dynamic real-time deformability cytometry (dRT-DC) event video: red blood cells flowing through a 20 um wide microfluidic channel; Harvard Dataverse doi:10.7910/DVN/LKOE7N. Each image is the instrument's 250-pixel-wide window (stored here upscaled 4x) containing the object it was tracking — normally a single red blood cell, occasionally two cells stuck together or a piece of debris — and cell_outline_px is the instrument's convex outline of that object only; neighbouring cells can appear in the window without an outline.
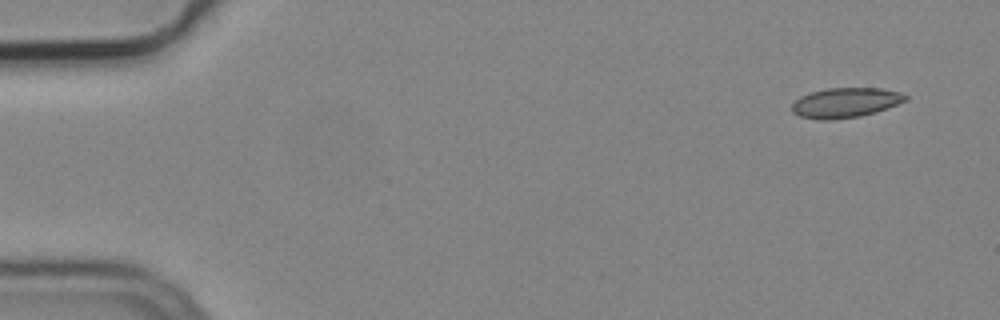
{"species": "common noctule bat (a hibernating species)", "species_latin": "Nyctalus noctula", "temperature_condition": "cold", "stored_images_in_passage": 7, "camera_frame_rate_fps": 3000, "um_per_image_px": 0.085, "animal": {"sex": "male", "body_mass_g": 19.2, "forearm_length_mm": 51.8}, "frame": {"image": 1, "passage_image": 1, "time_ms": 0.0, "image_size_px": [1000, 320], "cell_outline_px": [[908, 100], [888, 108], [876, 112], [860, 116], [828, 120], [820, 120], [800, 116], [792, 112], [792, 104], [800, 96], [808, 92], [828, 88], [880, 88], [900, 92], [908, 96]], "centroid_in_image_um": [71.87, 8.72], "position_along_channel_um": 13.1, "area_um2": 19.88}}
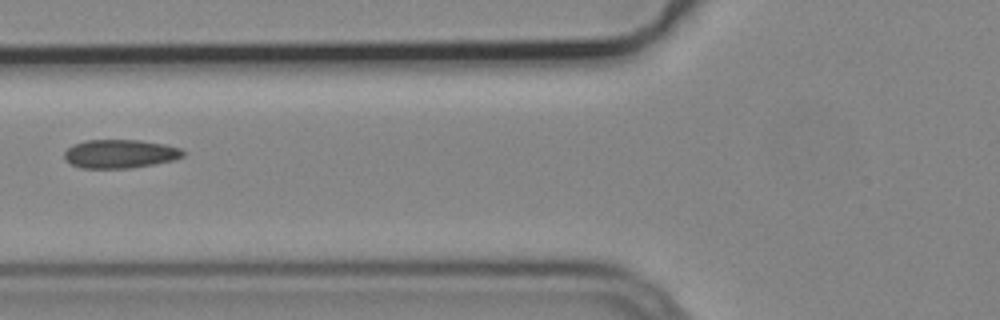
{"frame": {"image": 2, "passage_image": 6, "time_ms": 1.667, "image_size_px": [1000, 320], "cell_outline_px": [[188, 152], [184, 156], [176, 160], [156, 164], [128, 168], [80, 168], [64, 160], [64, 152], [72, 144], [84, 140], [140, 140], [164, 144], [180, 148]], "centroid_in_image_um": [10.23, 13.07], "position_along_channel_um": 115.6, "area_um2": 20.11}}
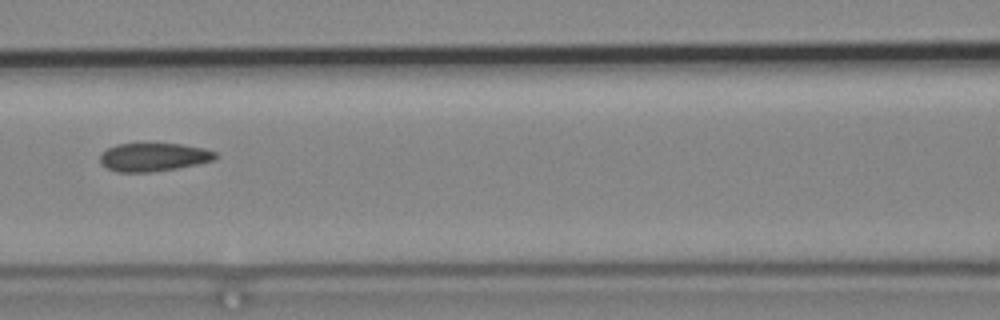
{"frame": {"image": 3, "passage_image": 7, "time_ms": 2.0, "image_size_px": [1000, 320], "cell_outline_px": [[220, 156], [216, 160], [176, 168], [148, 172], [116, 172], [100, 164], [100, 156], [108, 148], [116, 144], [180, 144], [204, 148], [216, 152]], "centroid_in_image_um": [13.08, 13.35], "position_along_channel_um": 153.5, "area_um2": 18.96}}